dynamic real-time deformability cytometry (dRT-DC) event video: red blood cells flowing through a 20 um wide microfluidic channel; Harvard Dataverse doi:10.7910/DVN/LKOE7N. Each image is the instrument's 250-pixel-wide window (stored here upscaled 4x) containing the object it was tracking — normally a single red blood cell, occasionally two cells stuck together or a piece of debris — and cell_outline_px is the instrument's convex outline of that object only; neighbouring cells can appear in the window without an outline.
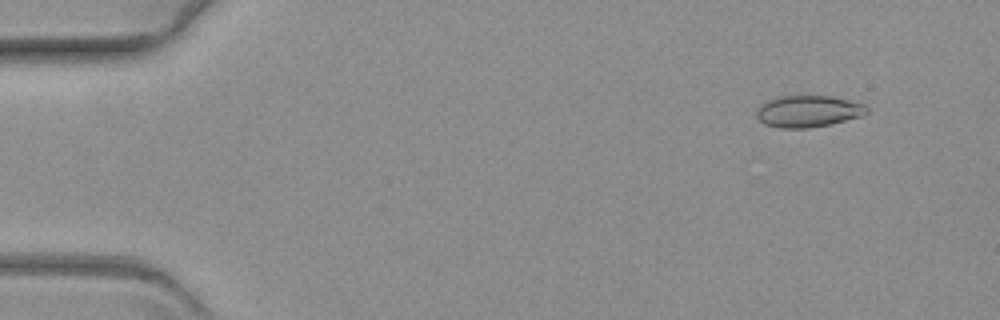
{"species": "common noctule bat (a hibernating species)", "species_latin": "Nyctalus noctula", "temperature_condition": "warm", "stored_images_in_passage": 60, "camera_frame_rate_fps": 3000, "um_per_image_px": 0.085, "animal": {"sex": "female", "body_mass_g": 19.3, "forearm_length_mm": 54.1}, "frame": {"image": 1, "passage_image": 6, "time_ms": 1.667, "image_size_px": [1000, 320], "cell_outline_px": [[868, 112], [864, 116], [828, 124], [808, 128], [780, 128], [764, 124], [756, 116], [756, 112], [760, 104], [764, 100], [780, 96], [832, 96], [864, 104], [868, 108]], "centroid_in_image_um": [68.67, 9.45], "position_along_channel_um": 16.3, "area_um2": 20.46}}
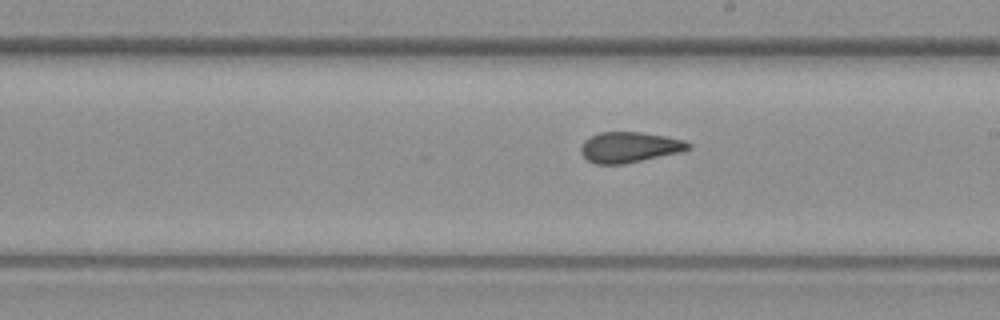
{"frame": {"image": 2, "passage_image": 35, "time_ms": 11.333, "image_size_px": [1000, 320], "cell_outline_px": [[692, 148], [680, 152], [624, 164], [596, 164], [588, 160], [580, 152], [580, 148], [584, 140], [600, 132], [640, 132], [664, 136], [684, 140], [692, 144]], "centroid_in_image_um": [53.51, 12.51], "position_along_channel_um": 235.5, "area_um2": 19.07}}
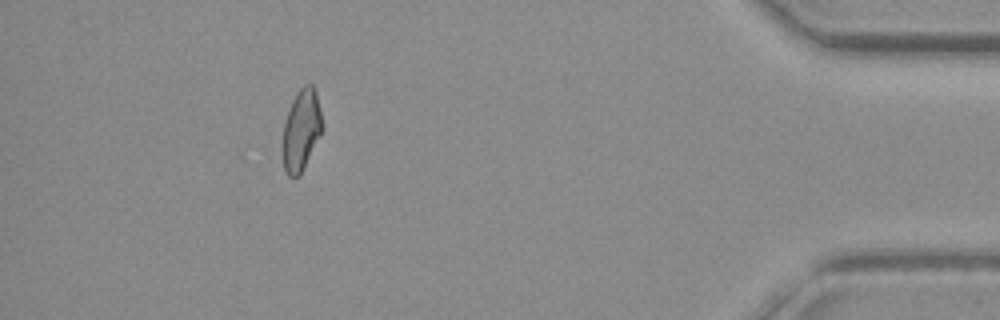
{"frame": {"image": 3, "passage_image": 55, "time_ms": 18.0, "image_size_px": [1000, 320], "cell_outline_px": [[324, 128], [300, 176], [288, 176], [284, 168], [280, 152], [280, 148], [284, 124], [292, 100], [296, 92], [304, 84], [312, 84], [316, 88]], "centroid_in_image_um": [25.6, 11.06], "position_along_channel_um": 409.6, "area_um2": 19.36}}